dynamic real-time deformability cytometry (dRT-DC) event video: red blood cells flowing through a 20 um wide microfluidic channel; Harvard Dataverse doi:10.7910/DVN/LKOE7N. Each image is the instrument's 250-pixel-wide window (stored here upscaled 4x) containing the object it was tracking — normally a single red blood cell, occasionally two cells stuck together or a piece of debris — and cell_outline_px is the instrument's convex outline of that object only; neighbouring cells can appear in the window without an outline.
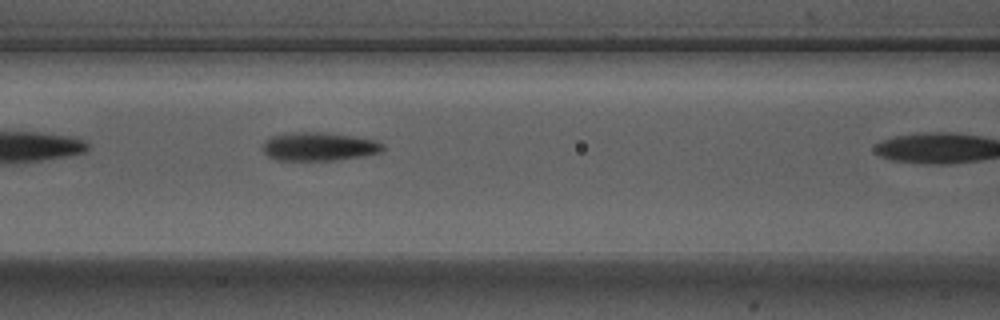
{"species": "Egyptian fruit bat (a non-hibernating species)", "species_latin": "Rousettus aegyptiacus", "temperature_condition": "warm", "stored_images_in_passage": 7, "camera_frame_rate_fps": 3000, "um_per_image_px": 0.085, "animal": {"sex": "male"}, "frame": {"image": 1, "passage_image": 6, "time_ms": 1.667, "image_size_px": [1000, 320], "cell_outline_px": [[384, 148], [380, 152], [360, 156], [332, 160], [276, 160], [268, 156], [264, 152], [264, 144], [272, 136], [300, 132], [320, 132], [352, 136], [376, 140], [384, 144]], "centroid_in_image_um": [27.14, 12.46], "position_along_channel_um": 139.5, "area_um2": 19.48}}